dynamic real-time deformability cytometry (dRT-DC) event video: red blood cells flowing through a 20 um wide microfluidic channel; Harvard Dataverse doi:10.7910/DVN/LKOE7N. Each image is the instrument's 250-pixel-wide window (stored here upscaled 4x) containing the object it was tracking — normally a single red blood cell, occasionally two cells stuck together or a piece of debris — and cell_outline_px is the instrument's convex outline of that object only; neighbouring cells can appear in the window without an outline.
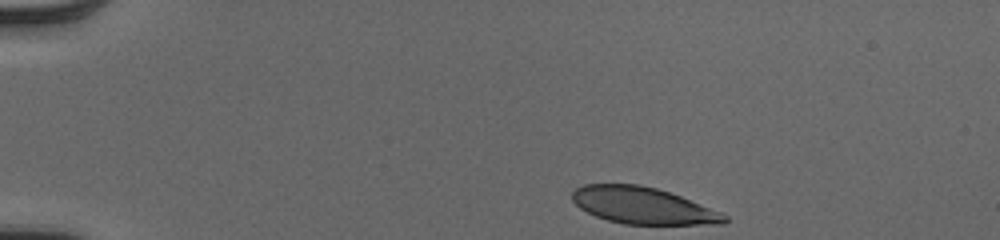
{"species": "human", "species_latin": "Homo sapiens", "temperature_condition": "cold", "stored_images_in_passage": 43, "camera_frame_rate_fps": 3000, "um_per_image_px": 0.085, "donor": {"sex": "male"}, "frame": {"image": 1, "passage_image": 1, "time_ms": 0.0, "image_size_px": [1000, 240], "cell_outline_px": [[728, 220], [724, 224], [624, 224], [608, 220], [596, 216], [580, 208], [572, 200], [572, 192], [576, 188], [584, 184], [640, 184], [656, 188], [680, 196], [720, 212], [728, 216]], "centroid_in_image_um": [54.63, 17.47], "position_along_channel_um": 30.4, "area_um2": 32.31}}
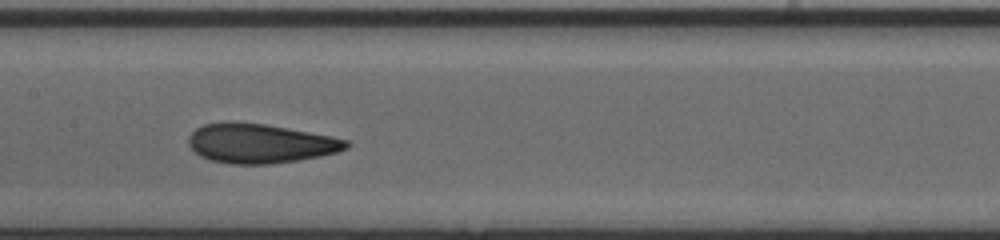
{"frame": {"image": 2, "passage_image": 19, "time_ms": 6.0, "image_size_px": [1000, 240], "cell_outline_px": [[352, 144], [348, 148], [336, 152], [320, 156], [296, 160], [268, 164], [232, 164], [212, 160], [200, 156], [188, 144], [188, 136], [196, 128], [204, 124], [224, 120], [232, 120], [264, 124], [332, 136], [348, 140]], "centroid_in_image_um": [22.09, 12.17], "position_along_channel_um": 185.3, "area_um2": 36.36}}
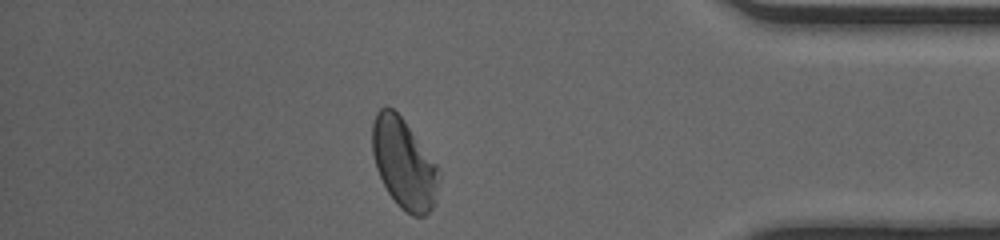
{"frame": {"image": 3, "passage_image": 37, "time_ms": 12.0, "image_size_px": [1000, 240], "cell_outline_px": [[440, 180], [436, 204], [424, 216], [412, 216], [404, 212], [396, 204], [388, 192], [376, 168], [372, 152], [372, 124], [376, 112], [384, 104], [392, 108], [404, 120], [436, 164], [440, 172]], "centroid_in_image_um": [34.34, 13.93], "position_along_channel_um": 400.9, "area_um2": 35.2}, "authors_computed_cell_mechanics": {"area_um2": 35.6048, "velocity_mm_per_s": 4.04, "shape_relaxation_time_tau1_ms": 4.0287, "shape_relaxation_time_tau2_ms": 0.9446, "deformation_change_tau1": 0.1539, "deformation_change_tau2": 0.0614}}